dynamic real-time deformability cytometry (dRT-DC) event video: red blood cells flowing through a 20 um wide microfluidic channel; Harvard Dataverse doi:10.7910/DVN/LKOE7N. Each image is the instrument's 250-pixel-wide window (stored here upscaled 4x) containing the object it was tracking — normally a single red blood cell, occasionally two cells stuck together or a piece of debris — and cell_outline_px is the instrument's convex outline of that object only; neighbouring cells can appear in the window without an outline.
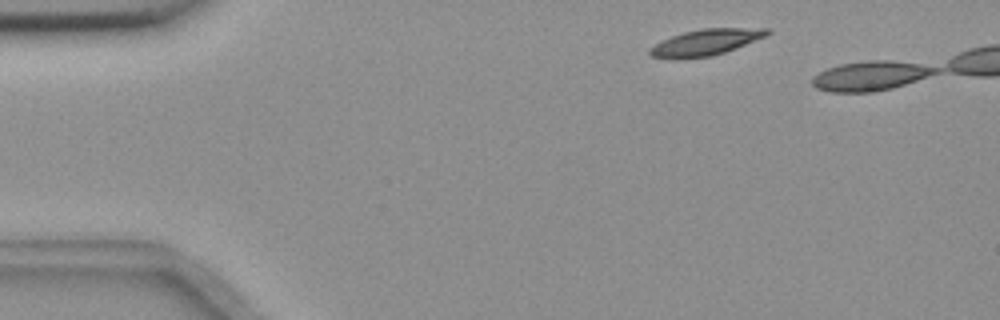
{"species": "common noctule bat (a hibernating species)", "species_latin": "Nyctalus noctula", "temperature_condition": "room temperature", "stored_images_in_passage": 2, "camera_frame_rate_fps": 3000, "um_per_image_px": 0.085, "animal": {"sex": "female", "body_mass_g": 18.4}, "frame": {"image": 1, "passage_image": 1, "time_ms": 0.0, "image_size_px": [1000, 320], "cell_outline_px": [[772, 32], [768, 36], [736, 48], [712, 56], [676, 60], [668, 60], [652, 56], [648, 52], [648, 48], [660, 40], [684, 32], [704, 28], [768, 28]], "centroid_in_image_um": [59.95, 3.61], "position_along_channel_um": 25.0, "area_um2": 18.32}}